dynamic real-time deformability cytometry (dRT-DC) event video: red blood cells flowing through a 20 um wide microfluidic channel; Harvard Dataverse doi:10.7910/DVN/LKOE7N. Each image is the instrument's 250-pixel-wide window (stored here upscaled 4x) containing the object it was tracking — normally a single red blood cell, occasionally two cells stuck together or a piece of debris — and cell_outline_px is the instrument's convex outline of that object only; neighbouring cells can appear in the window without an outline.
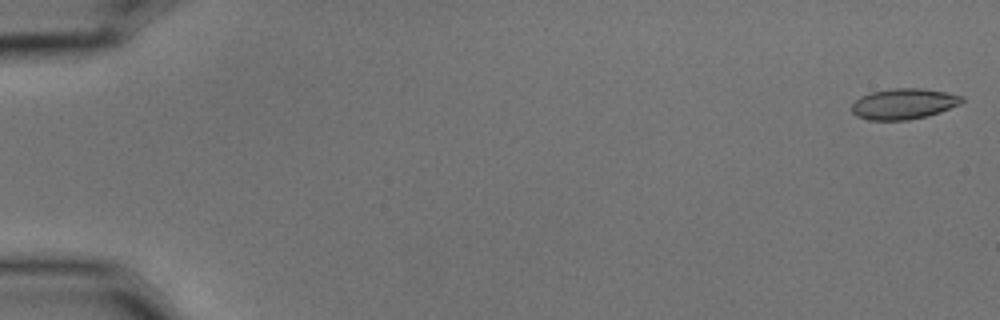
{"species": "common noctule bat (a hibernating species)", "species_latin": "Nyctalus noctula", "temperature_condition": "cold", "stored_images_in_passage": 9, "camera_frame_rate_fps": 3000, "um_per_image_px": 0.085, "animal": {"sex": "male", "body_mass_g": 15.6}, "frame": {"image": 1, "passage_image": 1, "time_ms": 0.0, "image_size_px": [1000, 320], "cell_outline_px": [[964, 100], [960, 104], [940, 112], [908, 120], [868, 120], [856, 116], [852, 112], [852, 104], [860, 96], [872, 92], [892, 88], [920, 88], [944, 92], [964, 96]], "centroid_in_image_um": [76.8, 8.82], "position_along_channel_um": 8.2, "area_um2": 19.65}}
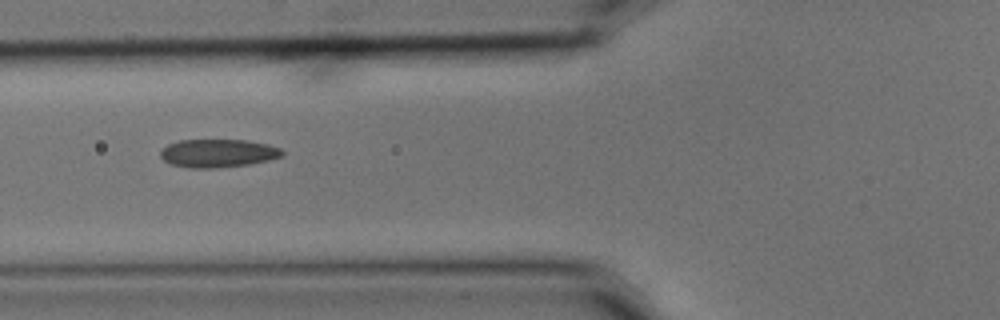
{"frame": {"image": 2, "passage_image": 7, "time_ms": 2.0, "image_size_px": [1000, 320], "cell_outline_px": [[284, 156], [268, 160], [248, 164], [216, 168], [192, 168], [172, 164], [164, 160], [160, 156], [160, 152], [168, 144], [180, 140], [248, 140], [268, 144], [280, 148], [284, 152]], "centroid_in_image_um": [18.56, 13.02], "position_along_channel_um": 107.2, "area_um2": 19.94}}
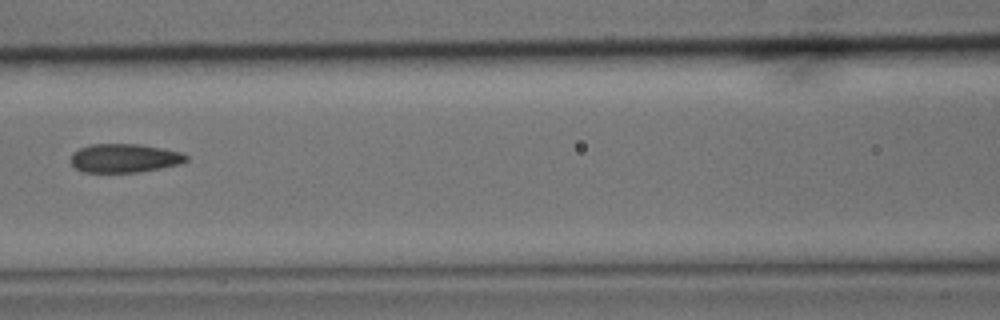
{"frame": {"image": 3, "passage_image": 8, "time_ms": 2.333, "image_size_px": [1000, 320], "cell_outline_px": [[188, 160], [180, 164], [140, 172], [84, 172], [76, 168], [72, 164], [72, 152], [80, 148], [92, 144], [140, 144], [164, 148], [184, 152], [188, 156]], "centroid_in_image_um": [10.63, 13.43], "position_along_channel_um": 156.0, "area_um2": 19.42}}